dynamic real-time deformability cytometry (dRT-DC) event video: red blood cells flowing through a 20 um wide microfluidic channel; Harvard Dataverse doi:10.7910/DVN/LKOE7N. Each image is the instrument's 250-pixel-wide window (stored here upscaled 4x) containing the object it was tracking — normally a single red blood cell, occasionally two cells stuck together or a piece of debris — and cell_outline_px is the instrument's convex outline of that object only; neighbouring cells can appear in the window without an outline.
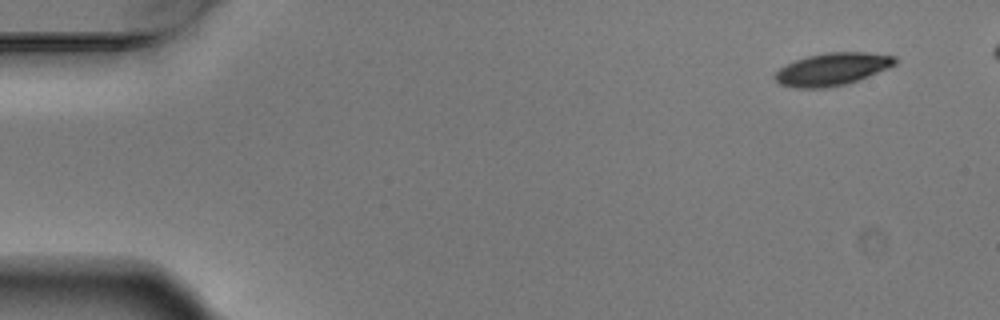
{"species": "Egyptian fruit bat (a non-hibernating species)", "species_latin": "Rousettus aegyptiacus", "temperature_condition": "warm", "stored_images_in_passage": 5, "camera_frame_rate_fps": 3000, "um_per_image_px": 0.085, "animal": {"sex": "male"}, "frame": {"image": 1, "passage_image": 1, "time_ms": 0.0, "image_size_px": [1000, 320], "cell_outline_px": [[900, 60], [896, 64], [888, 68], [848, 84], [824, 88], [796, 88], [780, 84], [776, 80], [776, 72], [780, 68], [796, 60], [808, 56], [828, 52], [868, 52], [896, 56]], "centroid_in_image_um": [70.8, 5.87], "position_along_channel_um": 14.2, "area_um2": 22.72}}